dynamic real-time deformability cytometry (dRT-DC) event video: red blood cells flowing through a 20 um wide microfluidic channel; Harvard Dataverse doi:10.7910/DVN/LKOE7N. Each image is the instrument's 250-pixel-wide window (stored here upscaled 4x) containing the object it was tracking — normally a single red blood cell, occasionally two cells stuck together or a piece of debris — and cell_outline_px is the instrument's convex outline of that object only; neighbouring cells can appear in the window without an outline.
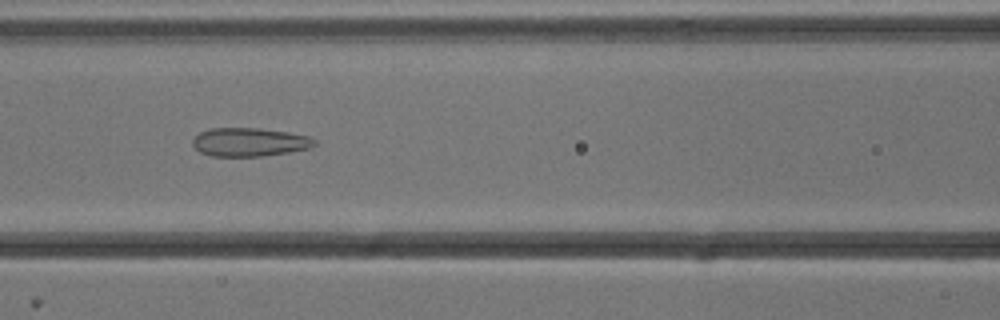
{"species": "common noctule bat (a hibernating species)", "species_latin": "Nyctalus noctula", "temperature_condition": "cold", "stored_images_in_passage": 48, "camera_frame_rate_fps": 3000, "um_per_image_px": 0.085, "animal": {"sex": "male", "body_mass_g": 13.3}, "frame": {"image": 1, "passage_image": 18, "time_ms": 5.667, "image_size_px": [1000, 320], "cell_outline_px": [[316, 144], [312, 148], [264, 156], [212, 156], [200, 152], [192, 144], [192, 140], [200, 132], [208, 128], [260, 128], [288, 132], [308, 136], [316, 140]], "centroid_in_image_um": [21.22, 12.07], "position_along_channel_um": 145.4, "area_um2": 20.35}}
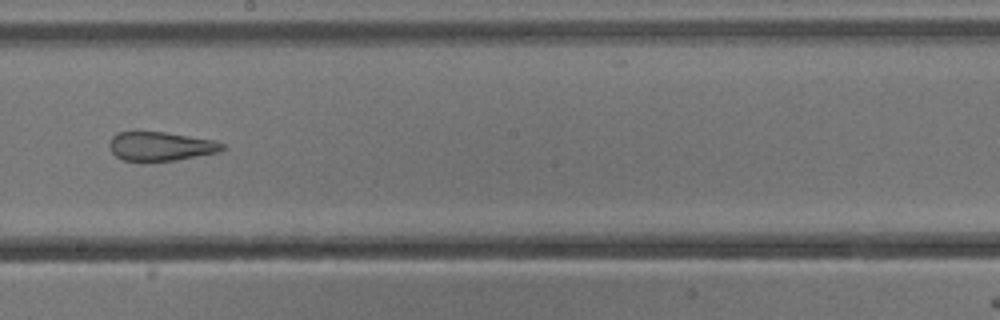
{"frame": {"image": 2, "passage_image": 25, "time_ms": 8.0, "image_size_px": [1000, 320], "cell_outline_px": [[224, 148], [220, 152], [176, 160], [124, 160], [116, 156], [112, 152], [108, 144], [112, 136], [116, 132], [164, 132], [216, 140], [224, 144]], "centroid_in_image_um": [13.68, 12.42], "position_along_channel_um": 234.5, "area_um2": 18.9}}
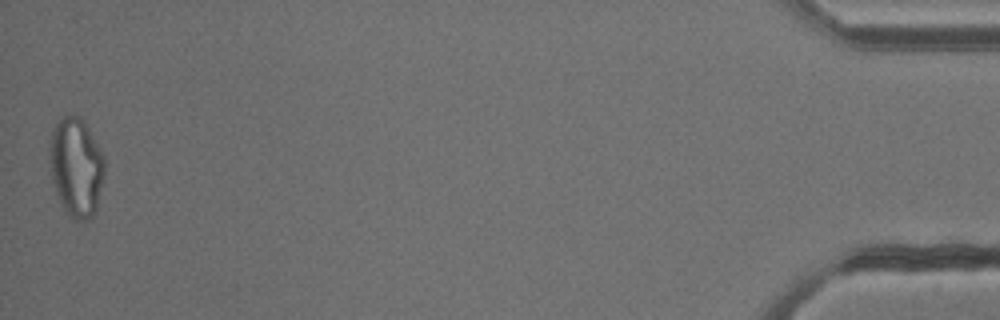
{"frame": {"image": 3, "passage_image": 48, "time_ms": 15.667, "image_size_px": [1000, 320], "cell_outline_px": [[104, 176], [96, 208], [92, 216], [88, 220], [72, 220], [68, 216], [60, 204], [52, 180], [48, 152], [48, 144], [52, 128], [56, 120], [60, 116], [76, 112], [84, 120], [100, 148], [104, 156]], "centroid_in_image_um": [6.44, 14.14], "position_along_channel_um": 428.8, "area_um2": 32.6}, "authors_computed_cell_mechanics": {"area_um2": 25.6343, "velocity_mm_per_s": 3.8241, "shape_relaxation_time_tau1_ms": null, "shape_relaxation_time_tau2_ms": 1.8829, "deformation_change_tau1": null, "deformation_change_tau2": 0.0971}}